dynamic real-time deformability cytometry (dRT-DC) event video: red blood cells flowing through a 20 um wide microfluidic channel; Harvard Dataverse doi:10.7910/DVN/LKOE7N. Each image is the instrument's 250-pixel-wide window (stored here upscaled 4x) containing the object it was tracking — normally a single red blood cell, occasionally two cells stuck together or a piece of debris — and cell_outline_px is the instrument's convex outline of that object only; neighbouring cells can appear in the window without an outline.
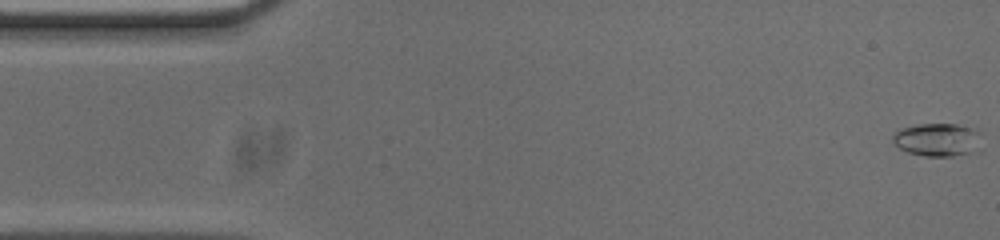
{"species": "common noctule bat (a hibernating species)", "species_latin": "Nyctalus noctula", "temperature_condition": "cold", "stored_images_in_passage": 54, "camera_frame_rate_fps": 3000, "um_per_image_px": 0.085, "animal": {"sex": "male", "body_mass_g": 20.0, "forearm_length_mm": 53.3}, "frame": {"image": 1, "passage_image": 1, "time_ms": 0.0, "image_size_px": [1000, 240], "cell_outline_px": [[984, 148], [976, 152], [952, 156], [924, 156], [908, 152], [892, 144], [892, 136], [900, 128], [916, 124], [956, 124], [976, 128], [980, 132]], "centroid_in_image_um": [79.77, 11.88], "position_along_channel_um": 5.2, "area_um2": 17.8}}
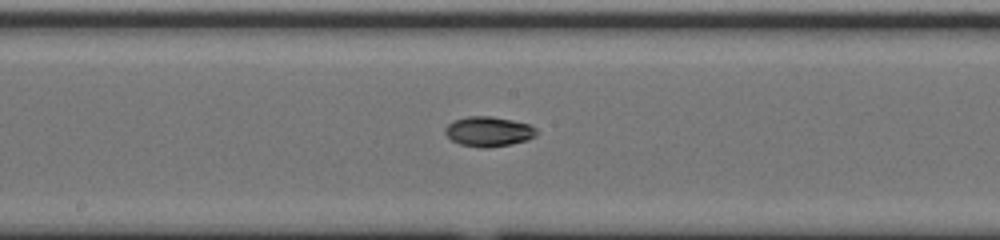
{"frame": {"image": 2, "passage_image": 27, "time_ms": 8.667, "image_size_px": [1000, 240], "cell_outline_px": [[536, 136], [528, 140], [512, 144], [488, 148], [480, 148], [460, 144], [452, 140], [444, 132], [444, 128], [452, 120], [468, 116], [492, 116], [512, 120], [528, 124], [536, 128]], "centroid_in_image_um": [41.51, 11.18], "position_along_channel_um": 206.7, "area_um2": 16.07}}
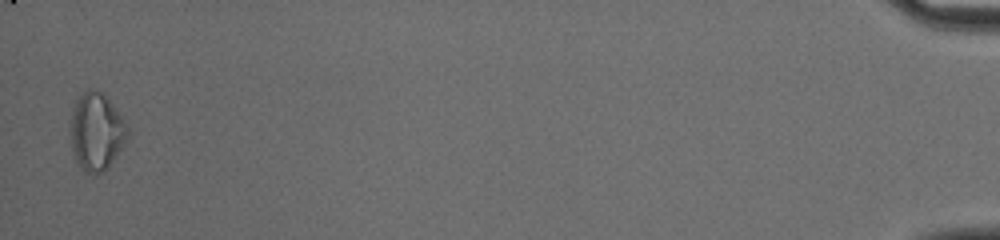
{"frame": {"image": 3, "passage_image": 53, "time_ms": 17.333, "image_size_px": [1000, 240], "cell_outline_px": [[128, 136], [124, 144], [104, 172], [92, 176], [76, 160], [72, 152], [72, 104], [76, 96], [88, 88], [96, 88], [116, 108], [124, 120], [128, 128]], "centroid_in_image_um": [8.19, 11.15], "position_along_channel_um": 427.0, "area_um2": 25.61}, "authors_computed_cell_mechanics": {"area_um2": 15.6638, "velocity_mm_per_s": 3.7485, "shape_relaxation_time_tau1_ms": 4.7067, "shape_relaxation_time_tau2_ms": null, "deformation_change_tau1": 0.1319, "deformation_change_tau2": null}}